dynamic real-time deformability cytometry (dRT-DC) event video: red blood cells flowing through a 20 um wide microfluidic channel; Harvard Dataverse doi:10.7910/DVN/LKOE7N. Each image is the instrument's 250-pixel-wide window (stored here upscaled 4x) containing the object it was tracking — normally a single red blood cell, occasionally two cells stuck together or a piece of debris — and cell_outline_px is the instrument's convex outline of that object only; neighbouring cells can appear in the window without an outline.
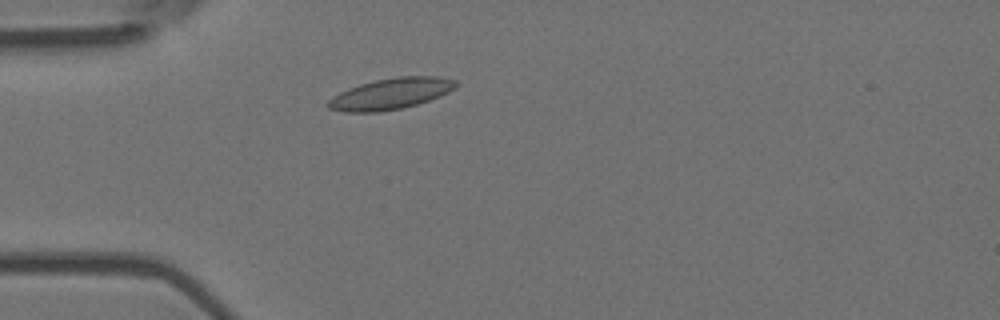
{"species": "Egyptian fruit bat (a non-hibernating species)", "species_latin": "Rousettus aegyptiacus", "temperature_condition": "room temperature", "stored_images_in_passage": 2, "camera_frame_rate_fps": 3000, "um_per_image_px": 0.085, "animal": {"sex": "female"}, "frame": {"image": 1, "passage_image": 1, "time_ms": 0.0, "image_size_px": [1000, 320], "cell_outline_px": [[460, 84], [456, 88], [440, 96], [416, 104], [400, 108], [380, 112], [344, 112], [328, 108], [324, 104], [332, 96], [348, 88], [372, 80], [396, 76], [440, 76], [456, 80]], "centroid_in_image_um": [33.2, 7.95], "position_along_channel_um": 51.8, "area_um2": 23.47}}